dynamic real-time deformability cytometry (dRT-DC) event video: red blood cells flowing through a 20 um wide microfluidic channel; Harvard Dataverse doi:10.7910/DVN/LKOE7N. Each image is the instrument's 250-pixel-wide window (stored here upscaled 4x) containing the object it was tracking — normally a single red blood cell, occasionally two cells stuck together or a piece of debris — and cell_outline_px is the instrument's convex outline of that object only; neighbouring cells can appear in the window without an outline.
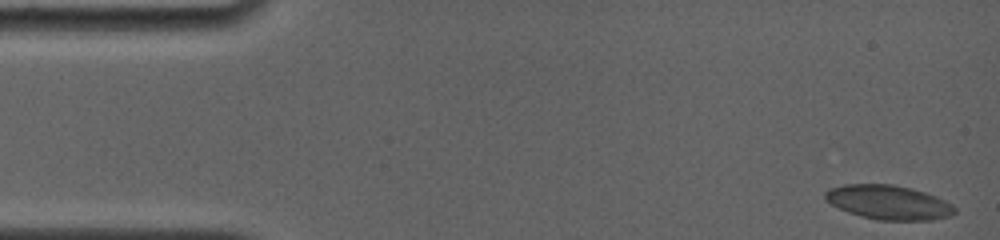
{"species": "common noctule bat (a hibernating species)", "species_latin": "Nyctalus noctula", "temperature_condition": "room temperature", "stored_images_in_passage": 11, "camera_frame_rate_fps": 4000, "um_per_image_px": 0.085, "animal": {"sex": "female", "body_mass_g": 19.0, "forearm_length_mm": 56.7}, "frame": {"image": 1, "passage_image": 1, "time_ms": 0.0, "image_size_px": [1000, 240], "cell_outline_px": [[956, 212], [952, 216], [932, 220], [880, 220], [860, 216], [848, 212], [824, 200], [824, 192], [828, 188], [844, 184], [892, 184], [912, 188], [936, 196], [952, 204], [956, 208]], "centroid_in_image_um": [75.53, 17.19], "position_along_channel_um": 9.5, "area_um2": 26.07}}
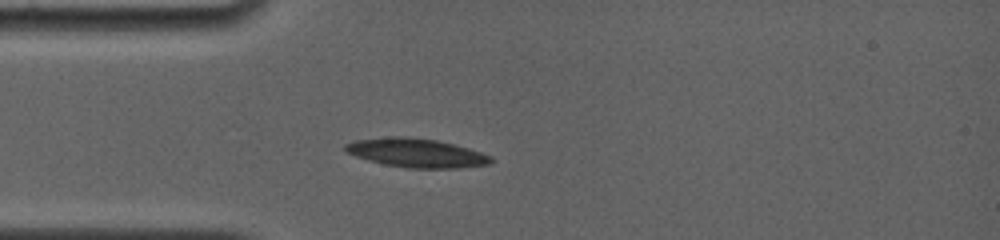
{"frame": {"image": 2, "passage_image": 7, "time_ms": 4.0, "image_size_px": [1000, 240], "cell_outline_px": [[492, 164], [460, 168], [408, 168], [384, 164], [368, 160], [344, 152], [344, 144], [356, 140], [392, 136], [408, 136], [436, 140], [468, 148], [492, 156]], "centroid_in_image_um": [35.38, 13.0], "position_along_channel_um": 49.6, "area_um2": 24.57}}
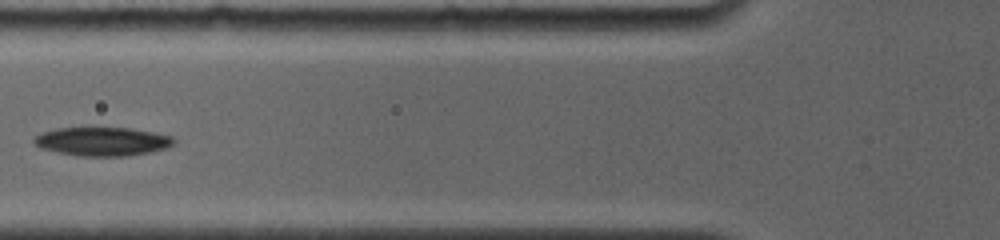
{"frame": {"image": 3, "passage_image": 10, "time_ms": 6.0, "image_size_px": [1000, 240], "cell_outline_px": [[176, 140], [168, 148], [152, 152], [128, 156], [80, 156], [40, 148], [32, 140], [40, 132], [56, 128], [128, 128], [156, 132], [172, 136]], "centroid_in_image_um": [8.73, 12.02], "position_along_channel_um": 117.1, "area_um2": 23.47}}